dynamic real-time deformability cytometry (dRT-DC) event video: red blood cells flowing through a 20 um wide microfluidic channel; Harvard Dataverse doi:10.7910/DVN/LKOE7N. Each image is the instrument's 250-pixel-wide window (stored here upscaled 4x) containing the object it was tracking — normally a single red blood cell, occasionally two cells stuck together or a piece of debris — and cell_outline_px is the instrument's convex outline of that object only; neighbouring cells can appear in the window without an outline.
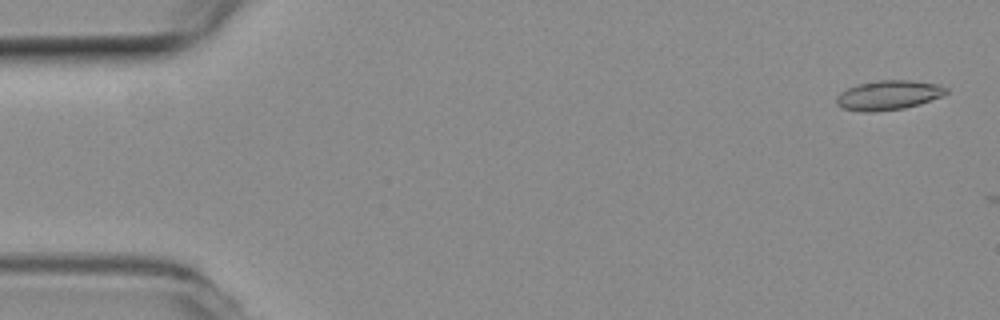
{"species": "common noctule bat (a hibernating species)", "species_latin": "Nyctalus noctula", "temperature_condition": "room temperature", "stored_images_in_passage": 2, "camera_frame_rate_fps": 3000, "um_per_image_px": 0.085, "animal": {"sex": "female", "body_mass_g": 19.3, "forearm_length_mm": 54.1}, "frame": {"image": 1, "passage_image": 1, "time_ms": 0.0, "image_size_px": [1000, 320], "cell_outline_px": [[948, 92], [940, 96], [920, 104], [904, 108], [872, 112], [860, 112], [844, 108], [836, 104], [836, 96], [840, 92], [856, 84], [876, 80], [908, 80], [936, 84], [948, 88]], "centroid_in_image_um": [75.47, 8.09], "position_along_channel_um": 9.5, "area_um2": 18.84}}